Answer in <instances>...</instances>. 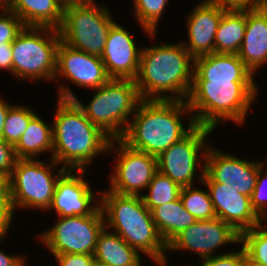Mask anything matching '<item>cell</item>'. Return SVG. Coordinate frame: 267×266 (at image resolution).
<instances>
[{
    "label": "cell",
    "instance_id": "1",
    "mask_svg": "<svg viewBox=\"0 0 267 266\" xmlns=\"http://www.w3.org/2000/svg\"><path fill=\"white\" fill-rule=\"evenodd\" d=\"M193 71L194 58L181 42L142 46L135 84L141 99L186 101Z\"/></svg>",
    "mask_w": 267,
    "mask_h": 266
},
{
    "label": "cell",
    "instance_id": "2",
    "mask_svg": "<svg viewBox=\"0 0 267 266\" xmlns=\"http://www.w3.org/2000/svg\"><path fill=\"white\" fill-rule=\"evenodd\" d=\"M185 113L190 120L187 128L181 117ZM195 125L187 101L142 99L120 139L129 147L158 158Z\"/></svg>",
    "mask_w": 267,
    "mask_h": 266
},
{
    "label": "cell",
    "instance_id": "3",
    "mask_svg": "<svg viewBox=\"0 0 267 266\" xmlns=\"http://www.w3.org/2000/svg\"><path fill=\"white\" fill-rule=\"evenodd\" d=\"M52 159L67 170H88L94 158L108 153L111 138L92 124L74 100L57 99Z\"/></svg>",
    "mask_w": 267,
    "mask_h": 266
},
{
    "label": "cell",
    "instance_id": "4",
    "mask_svg": "<svg viewBox=\"0 0 267 266\" xmlns=\"http://www.w3.org/2000/svg\"><path fill=\"white\" fill-rule=\"evenodd\" d=\"M99 200L108 229H113L129 246L150 257L157 266L167 265V244L141 196L106 190L100 191Z\"/></svg>",
    "mask_w": 267,
    "mask_h": 266
},
{
    "label": "cell",
    "instance_id": "5",
    "mask_svg": "<svg viewBox=\"0 0 267 266\" xmlns=\"http://www.w3.org/2000/svg\"><path fill=\"white\" fill-rule=\"evenodd\" d=\"M256 82L193 80L187 104L196 125L214 130L229 120L242 126L258 95Z\"/></svg>",
    "mask_w": 267,
    "mask_h": 266
},
{
    "label": "cell",
    "instance_id": "6",
    "mask_svg": "<svg viewBox=\"0 0 267 266\" xmlns=\"http://www.w3.org/2000/svg\"><path fill=\"white\" fill-rule=\"evenodd\" d=\"M58 98L74 100L88 120L98 126L111 139H120L134 115L141 97L135 80L110 79L95 91L85 105L68 85L59 84Z\"/></svg>",
    "mask_w": 267,
    "mask_h": 266
},
{
    "label": "cell",
    "instance_id": "7",
    "mask_svg": "<svg viewBox=\"0 0 267 266\" xmlns=\"http://www.w3.org/2000/svg\"><path fill=\"white\" fill-rule=\"evenodd\" d=\"M60 41L58 29L24 26L12 42V75L22 81H53Z\"/></svg>",
    "mask_w": 267,
    "mask_h": 266
},
{
    "label": "cell",
    "instance_id": "8",
    "mask_svg": "<svg viewBox=\"0 0 267 266\" xmlns=\"http://www.w3.org/2000/svg\"><path fill=\"white\" fill-rule=\"evenodd\" d=\"M46 161L38 159H17L10 175V203L13 213L17 208L48 211L53 202L56 183L67 171L61 167L53 175L59 164L52 158Z\"/></svg>",
    "mask_w": 267,
    "mask_h": 266
},
{
    "label": "cell",
    "instance_id": "9",
    "mask_svg": "<svg viewBox=\"0 0 267 266\" xmlns=\"http://www.w3.org/2000/svg\"><path fill=\"white\" fill-rule=\"evenodd\" d=\"M104 4L70 5L64 8L58 29L61 41L88 54L100 56L111 26L116 22Z\"/></svg>",
    "mask_w": 267,
    "mask_h": 266
},
{
    "label": "cell",
    "instance_id": "10",
    "mask_svg": "<svg viewBox=\"0 0 267 266\" xmlns=\"http://www.w3.org/2000/svg\"><path fill=\"white\" fill-rule=\"evenodd\" d=\"M57 218L52 228L39 235L50 254L94 255L98 237L105 227L101 206L91 215Z\"/></svg>",
    "mask_w": 267,
    "mask_h": 266
},
{
    "label": "cell",
    "instance_id": "11",
    "mask_svg": "<svg viewBox=\"0 0 267 266\" xmlns=\"http://www.w3.org/2000/svg\"><path fill=\"white\" fill-rule=\"evenodd\" d=\"M213 131L210 128L195 125L184 138L172 144L157 158L158 171L169 177L181 188L192 185L195 187L193 184L195 181L202 183L205 162L201 161L199 157L202 154L203 159H205L207 149L210 146L206 143L207 138ZM197 168L199 170L201 168L200 175H196Z\"/></svg>",
    "mask_w": 267,
    "mask_h": 266
},
{
    "label": "cell",
    "instance_id": "12",
    "mask_svg": "<svg viewBox=\"0 0 267 266\" xmlns=\"http://www.w3.org/2000/svg\"><path fill=\"white\" fill-rule=\"evenodd\" d=\"M116 154L113 173L109 176V190L124 195L141 196L152 177L158 172L157 157L125 144L121 139H111L108 152ZM118 159V160H117Z\"/></svg>",
    "mask_w": 267,
    "mask_h": 266
},
{
    "label": "cell",
    "instance_id": "13",
    "mask_svg": "<svg viewBox=\"0 0 267 266\" xmlns=\"http://www.w3.org/2000/svg\"><path fill=\"white\" fill-rule=\"evenodd\" d=\"M234 243L240 244V233L216 217L197 220L167 245V252L191 251L203 260L216 256L219 247Z\"/></svg>",
    "mask_w": 267,
    "mask_h": 266
},
{
    "label": "cell",
    "instance_id": "14",
    "mask_svg": "<svg viewBox=\"0 0 267 266\" xmlns=\"http://www.w3.org/2000/svg\"><path fill=\"white\" fill-rule=\"evenodd\" d=\"M212 146L208 147L205 155V172L215 182L223 183L236 192L251 197L256 186L259 160L243 159Z\"/></svg>",
    "mask_w": 267,
    "mask_h": 266
},
{
    "label": "cell",
    "instance_id": "15",
    "mask_svg": "<svg viewBox=\"0 0 267 266\" xmlns=\"http://www.w3.org/2000/svg\"><path fill=\"white\" fill-rule=\"evenodd\" d=\"M58 77L88 90L97 89L111 79L100 56L72 48L62 41L57 47L53 81H59Z\"/></svg>",
    "mask_w": 267,
    "mask_h": 266
},
{
    "label": "cell",
    "instance_id": "16",
    "mask_svg": "<svg viewBox=\"0 0 267 266\" xmlns=\"http://www.w3.org/2000/svg\"><path fill=\"white\" fill-rule=\"evenodd\" d=\"M202 184L208 189L216 217L231 225L238 233L264 222L252 209L250 197L215 182L206 172Z\"/></svg>",
    "mask_w": 267,
    "mask_h": 266
},
{
    "label": "cell",
    "instance_id": "17",
    "mask_svg": "<svg viewBox=\"0 0 267 266\" xmlns=\"http://www.w3.org/2000/svg\"><path fill=\"white\" fill-rule=\"evenodd\" d=\"M87 172L67 170L56 183L53 202L48 210H54L58 217L91 215L100 206V191L97 190L98 196L94 194L85 180Z\"/></svg>",
    "mask_w": 267,
    "mask_h": 266
},
{
    "label": "cell",
    "instance_id": "18",
    "mask_svg": "<svg viewBox=\"0 0 267 266\" xmlns=\"http://www.w3.org/2000/svg\"><path fill=\"white\" fill-rule=\"evenodd\" d=\"M124 26L115 22L109 31L101 59L111 79L135 80L142 48Z\"/></svg>",
    "mask_w": 267,
    "mask_h": 266
},
{
    "label": "cell",
    "instance_id": "19",
    "mask_svg": "<svg viewBox=\"0 0 267 266\" xmlns=\"http://www.w3.org/2000/svg\"><path fill=\"white\" fill-rule=\"evenodd\" d=\"M227 9L204 0L186 16L188 40L181 43L194 59L215 53V34Z\"/></svg>",
    "mask_w": 267,
    "mask_h": 266
},
{
    "label": "cell",
    "instance_id": "20",
    "mask_svg": "<svg viewBox=\"0 0 267 266\" xmlns=\"http://www.w3.org/2000/svg\"><path fill=\"white\" fill-rule=\"evenodd\" d=\"M237 55L254 75L267 64V9L247 8L246 31Z\"/></svg>",
    "mask_w": 267,
    "mask_h": 266
},
{
    "label": "cell",
    "instance_id": "21",
    "mask_svg": "<svg viewBox=\"0 0 267 266\" xmlns=\"http://www.w3.org/2000/svg\"><path fill=\"white\" fill-rule=\"evenodd\" d=\"M254 77L237 54L212 53L194 59L193 80L232 79V82H255Z\"/></svg>",
    "mask_w": 267,
    "mask_h": 266
},
{
    "label": "cell",
    "instance_id": "22",
    "mask_svg": "<svg viewBox=\"0 0 267 266\" xmlns=\"http://www.w3.org/2000/svg\"><path fill=\"white\" fill-rule=\"evenodd\" d=\"M10 11L21 19L24 26L59 29L64 7L60 0H13Z\"/></svg>",
    "mask_w": 267,
    "mask_h": 266
},
{
    "label": "cell",
    "instance_id": "23",
    "mask_svg": "<svg viewBox=\"0 0 267 266\" xmlns=\"http://www.w3.org/2000/svg\"><path fill=\"white\" fill-rule=\"evenodd\" d=\"M94 259L110 266H142L141 254L106 226L98 237Z\"/></svg>",
    "mask_w": 267,
    "mask_h": 266
},
{
    "label": "cell",
    "instance_id": "24",
    "mask_svg": "<svg viewBox=\"0 0 267 266\" xmlns=\"http://www.w3.org/2000/svg\"><path fill=\"white\" fill-rule=\"evenodd\" d=\"M17 159H37L42 153L53 150V125L36 114L27 129L13 146Z\"/></svg>",
    "mask_w": 267,
    "mask_h": 266
},
{
    "label": "cell",
    "instance_id": "25",
    "mask_svg": "<svg viewBox=\"0 0 267 266\" xmlns=\"http://www.w3.org/2000/svg\"><path fill=\"white\" fill-rule=\"evenodd\" d=\"M152 219L165 243L168 245L178 234L197 220L183 205L181 198L170 201L152 211Z\"/></svg>",
    "mask_w": 267,
    "mask_h": 266
},
{
    "label": "cell",
    "instance_id": "26",
    "mask_svg": "<svg viewBox=\"0 0 267 266\" xmlns=\"http://www.w3.org/2000/svg\"><path fill=\"white\" fill-rule=\"evenodd\" d=\"M247 9H227L215 34V53L237 54L244 39Z\"/></svg>",
    "mask_w": 267,
    "mask_h": 266
},
{
    "label": "cell",
    "instance_id": "27",
    "mask_svg": "<svg viewBox=\"0 0 267 266\" xmlns=\"http://www.w3.org/2000/svg\"><path fill=\"white\" fill-rule=\"evenodd\" d=\"M147 194L141 193L145 206L152 211L155 207L180 197L181 187L159 171L152 177Z\"/></svg>",
    "mask_w": 267,
    "mask_h": 266
},
{
    "label": "cell",
    "instance_id": "28",
    "mask_svg": "<svg viewBox=\"0 0 267 266\" xmlns=\"http://www.w3.org/2000/svg\"><path fill=\"white\" fill-rule=\"evenodd\" d=\"M135 19L150 38H155L157 27L169 0H132ZM153 36V37H152Z\"/></svg>",
    "mask_w": 267,
    "mask_h": 266
},
{
    "label": "cell",
    "instance_id": "29",
    "mask_svg": "<svg viewBox=\"0 0 267 266\" xmlns=\"http://www.w3.org/2000/svg\"><path fill=\"white\" fill-rule=\"evenodd\" d=\"M192 186L182 187L180 198L184 208L192 214L196 220H210L216 218L213 204L208 189L194 188Z\"/></svg>",
    "mask_w": 267,
    "mask_h": 266
},
{
    "label": "cell",
    "instance_id": "30",
    "mask_svg": "<svg viewBox=\"0 0 267 266\" xmlns=\"http://www.w3.org/2000/svg\"><path fill=\"white\" fill-rule=\"evenodd\" d=\"M240 234V244L248 260L267 266V222Z\"/></svg>",
    "mask_w": 267,
    "mask_h": 266
},
{
    "label": "cell",
    "instance_id": "31",
    "mask_svg": "<svg viewBox=\"0 0 267 266\" xmlns=\"http://www.w3.org/2000/svg\"><path fill=\"white\" fill-rule=\"evenodd\" d=\"M36 114L34 110L30 107H25V105L15 104L11 106L5 119L2 139L14 146L27 129L30 120Z\"/></svg>",
    "mask_w": 267,
    "mask_h": 266
},
{
    "label": "cell",
    "instance_id": "32",
    "mask_svg": "<svg viewBox=\"0 0 267 266\" xmlns=\"http://www.w3.org/2000/svg\"><path fill=\"white\" fill-rule=\"evenodd\" d=\"M266 167V171L264 168ZM264 170V171H263ZM267 163L259 161V172L256 186L250 197L252 209L265 222L267 221Z\"/></svg>",
    "mask_w": 267,
    "mask_h": 266
},
{
    "label": "cell",
    "instance_id": "33",
    "mask_svg": "<svg viewBox=\"0 0 267 266\" xmlns=\"http://www.w3.org/2000/svg\"><path fill=\"white\" fill-rule=\"evenodd\" d=\"M3 12V13H1ZM0 12V44L12 43L24 28L21 19L10 10Z\"/></svg>",
    "mask_w": 267,
    "mask_h": 266
},
{
    "label": "cell",
    "instance_id": "34",
    "mask_svg": "<svg viewBox=\"0 0 267 266\" xmlns=\"http://www.w3.org/2000/svg\"><path fill=\"white\" fill-rule=\"evenodd\" d=\"M246 253L240 250L221 253L211 258L203 259L199 266H244Z\"/></svg>",
    "mask_w": 267,
    "mask_h": 266
},
{
    "label": "cell",
    "instance_id": "35",
    "mask_svg": "<svg viewBox=\"0 0 267 266\" xmlns=\"http://www.w3.org/2000/svg\"><path fill=\"white\" fill-rule=\"evenodd\" d=\"M57 266H92L94 255L89 254H58L53 255Z\"/></svg>",
    "mask_w": 267,
    "mask_h": 266
},
{
    "label": "cell",
    "instance_id": "36",
    "mask_svg": "<svg viewBox=\"0 0 267 266\" xmlns=\"http://www.w3.org/2000/svg\"><path fill=\"white\" fill-rule=\"evenodd\" d=\"M16 160L17 157L13 145L0 138V170L11 175Z\"/></svg>",
    "mask_w": 267,
    "mask_h": 266
},
{
    "label": "cell",
    "instance_id": "37",
    "mask_svg": "<svg viewBox=\"0 0 267 266\" xmlns=\"http://www.w3.org/2000/svg\"><path fill=\"white\" fill-rule=\"evenodd\" d=\"M13 216L10 198H0V241H4L6 234H8Z\"/></svg>",
    "mask_w": 267,
    "mask_h": 266
},
{
    "label": "cell",
    "instance_id": "38",
    "mask_svg": "<svg viewBox=\"0 0 267 266\" xmlns=\"http://www.w3.org/2000/svg\"><path fill=\"white\" fill-rule=\"evenodd\" d=\"M12 43L0 44V70H7L12 74Z\"/></svg>",
    "mask_w": 267,
    "mask_h": 266
},
{
    "label": "cell",
    "instance_id": "39",
    "mask_svg": "<svg viewBox=\"0 0 267 266\" xmlns=\"http://www.w3.org/2000/svg\"><path fill=\"white\" fill-rule=\"evenodd\" d=\"M24 257L23 255H8L0 249V266H27L26 258Z\"/></svg>",
    "mask_w": 267,
    "mask_h": 266
},
{
    "label": "cell",
    "instance_id": "40",
    "mask_svg": "<svg viewBox=\"0 0 267 266\" xmlns=\"http://www.w3.org/2000/svg\"><path fill=\"white\" fill-rule=\"evenodd\" d=\"M228 9H247L249 0H205Z\"/></svg>",
    "mask_w": 267,
    "mask_h": 266
},
{
    "label": "cell",
    "instance_id": "41",
    "mask_svg": "<svg viewBox=\"0 0 267 266\" xmlns=\"http://www.w3.org/2000/svg\"><path fill=\"white\" fill-rule=\"evenodd\" d=\"M10 174L0 170V198H10Z\"/></svg>",
    "mask_w": 267,
    "mask_h": 266
},
{
    "label": "cell",
    "instance_id": "42",
    "mask_svg": "<svg viewBox=\"0 0 267 266\" xmlns=\"http://www.w3.org/2000/svg\"><path fill=\"white\" fill-rule=\"evenodd\" d=\"M7 100L0 98V138H2L3 127L9 108L13 104H8Z\"/></svg>",
    "mask_w": 267,
    "mask_h": 266
},
{
    "label": "cell",
    "instance_id": "43",
    "mask_svg": "<svg viewBox=\"0 0 267 266\" xmlns=\"http://www.w3.org/2000/svg\"><path fill=\"white\" fill-rule=\"evenodd\" d=\"M94 0H62V6L65 8L70 5H83V4H93Z\"/></svg>",
    "mask_w": 267,
    "mask_h": 266
},
{
    "label": "cell",
    "instance_id": "44",
    "mask_svg": "<svg viewBox=\"0 0 267 266\" xmlns=\"http://www.w3.org/2000/svg\"><path fill=\"white\" fill-rule=\"evenodd\" d=\"M249 8L267 9V0H249Z\"/></svg>",
    "mask_w": 267,
    "mask_h": 266
},
{
    "label": "cell",
    "instance_id": "45",
    "mask_svg": "<svg viewBox=\"0 0 267 266\" xmlns=\"http://www.w3.org/2000/svg\"><path fill=\"white\" fill-rule=\"evenodd\" d=\"M13 0H0V10H10Z\"/></svg>",
    "mask_w": 267,
    "mask_h": 266
},
{
    "label": "cell",
    "instance_id": "46",
    "mask_svg": "<svg viewBox=\"0 0 267 266\" xmlns=\"http://www.w3.org/2000/svg\"><path fill=\"white\" fill-rule=\"evenodd\" d=\"M244 266H262V265L256 264L246 258Z\"/></svg>",
    "mask_w": 267,
    "mask_h": 266
},
{
    "label": "cell",
    "instance_id": "47",
    "mask_svg": "<svg viewBox=\"0 0 267 266\" xmlns=\"http://www.w3.org/2000/svg\"><path fill=\"white\" fill-rule=\"evenodd\" d=\"M92 266H110V265L103 264V263H101V262H98V261L94 260Z\"/></svg>",
    "mask_w": 267,
    "mask_h": 266
}]
</instances>
